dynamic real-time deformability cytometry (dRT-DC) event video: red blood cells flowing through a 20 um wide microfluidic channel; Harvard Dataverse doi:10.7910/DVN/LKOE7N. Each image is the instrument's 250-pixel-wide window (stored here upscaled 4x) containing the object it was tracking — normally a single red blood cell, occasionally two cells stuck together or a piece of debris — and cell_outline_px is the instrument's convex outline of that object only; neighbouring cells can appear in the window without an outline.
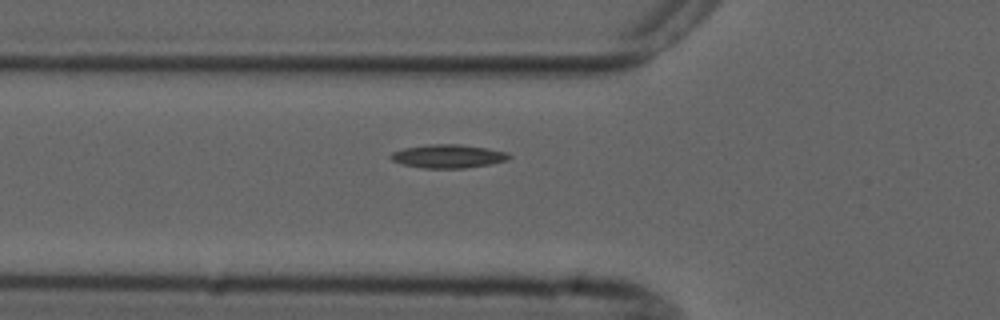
{"species": "common noctule bat (a hibernating species)", "species_latin": "Nyctalus noctula", "temperature_condition": "cold", "stored_images_in_passage": 4, "camera_frame_rate_fps": 3000, "um_per_image_px": 0.085, "animal": {"sex": "male", "forearm_length_mm": 52.5}, "frame": {"image": 1, "passage_image": 4, "time_ms": 4.667, "image_size_px": [1000, 320], "cell_outline_px": [[512, 156], [508, 160], [488, 164], [464, 168], [420, 168], [400, 164], [392, 160], [388, 156], [392, 152], [404, 148], [428, 144], [460, 144], [488, 148], [508, 152]], "centroid_in_image_um": [38.07, 13.27], "position_along_channel_um": 87.7, "area_um2": 16.36}}